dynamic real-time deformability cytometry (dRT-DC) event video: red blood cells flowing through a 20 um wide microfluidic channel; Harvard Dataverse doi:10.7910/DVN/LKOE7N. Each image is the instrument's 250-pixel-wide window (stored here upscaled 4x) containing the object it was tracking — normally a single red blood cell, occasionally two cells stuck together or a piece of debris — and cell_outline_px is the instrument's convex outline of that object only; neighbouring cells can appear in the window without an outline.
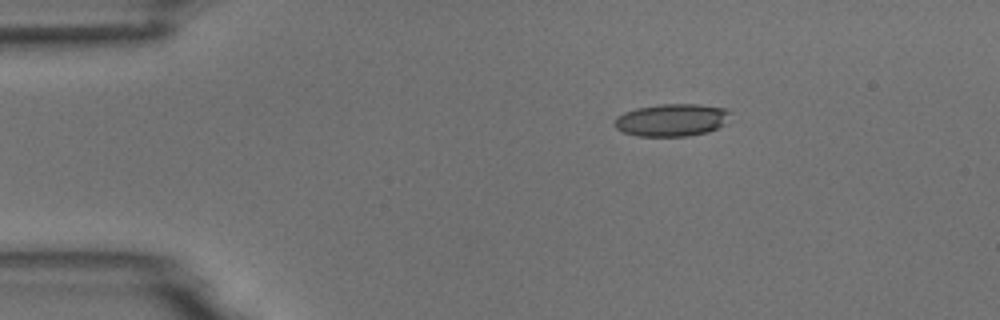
{"species": "common noctule bat (a hibernating species)", "species_latin": "Nyctalus noctula", "temperature_condition": "room temperature", "stored_images_in_passage": 4, "camera_frame_rate_fps": 3000, "um_per_image_px": 0.085, "animal": {"sex": "male", "body_mass_g": 18.8}, "frame": {"image": 1, "passage_image": 1, "time_ms": 0.0, "image_size_px": [1000, 320], "cell_outline_px": [[728, 112], [724, 124], [708, 132], [688, 136], [636, 136], [624, 132], [616, 128], [616, 116], [624, 112], [636, 108], [660, 104], [700, 104], [728, 108]], "centroid_in_image_um": [57.08, 10.19], "position_along_channel_um": 27.9, "area_um2": 21.79}}